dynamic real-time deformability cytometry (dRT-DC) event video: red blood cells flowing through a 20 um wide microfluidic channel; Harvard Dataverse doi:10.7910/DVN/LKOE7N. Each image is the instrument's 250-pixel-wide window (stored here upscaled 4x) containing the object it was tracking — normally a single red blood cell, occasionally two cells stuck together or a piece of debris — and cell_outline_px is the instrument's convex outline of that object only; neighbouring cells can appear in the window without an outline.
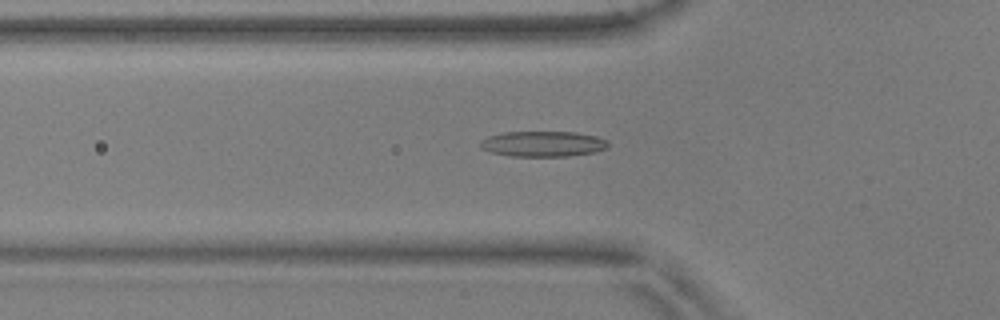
{"species": "common noctule bat (a hibernating species)", "species_latin": "Nyctalus noctula", "temperature_condition": "warm", "stored_images_in_passage": 42, "camera_frame_rate_fps": 3000, "um_per_image_px": 0.085, "animal": {"sex": "male", "body_mass_g": 17.9, "forearm_length_mm": 54.2}, "frame": {"image": 1, "passage_image": 6, "time_ms": 1.667, "image_size_px": [1000, 320], "cell_outline_px": [[608, 144], [604, 148], [596, 152], [568, 156], [508, 156], [488, 152], [480, 148], [480, 140], [488, 136], [504, 132], [576, 132], [596, 136], [608, 140]], "centroid_in_image_um": [46.1, 12.23], "position_along_channel_um": 79.7, "area_um2": 19.13}}
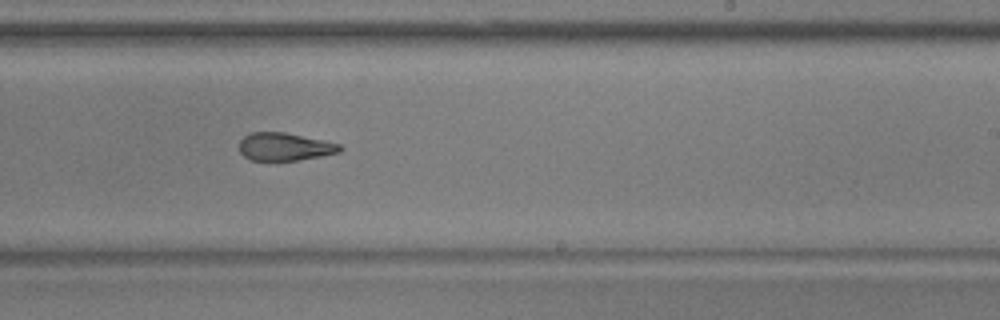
{"frame": {"image": 2, "passage_image": 21, "time_ms": 6.667, "image_size_px": [1000, 320], "cell_outline_px": [[344, 148], [340, 152], [320, 156], [296, 160], [252, 160], [244, 156], [240, 152], [240, 140], [248, 132], [284, 132], [340, 144]], "centroid_in_image_um": [24.18, 12.46], "position_along_channel_um": 264.8, "area_um2": 16.18}}
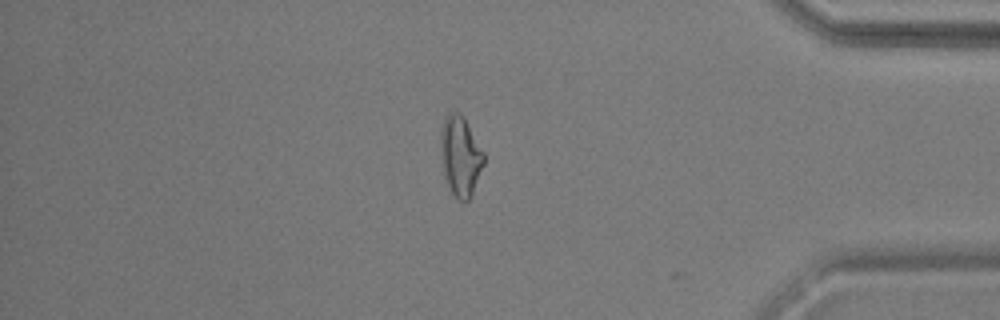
{"frame": {"image": 3, "passage_image": 34, "time_ms": 11.0, "image_size_px": [1000, 320], "cell_outline_px": [[484, 164], [472, 196], [464, 204], [456, 200], [444, 176], [440, 152], [440, 128], [444, 116], [448, 112], [460, 112], [464, 116], [484, 152]], "centroid_in_image_um": [39.13, 13.26], "position_along_channel_um": 396.1, "area_um2": 20.69}, "authors_computed_cell_mechanics": {"area_um2": 17.7735, "velocity_mm_per_s": 3.6844, "shape_relaxation_time_tau1_ms": null, "shape_relaxation_time_tau2_ms": 2.7962, "deformation_change_tau1": null, "deformation_change_tau2": 0.1181}}